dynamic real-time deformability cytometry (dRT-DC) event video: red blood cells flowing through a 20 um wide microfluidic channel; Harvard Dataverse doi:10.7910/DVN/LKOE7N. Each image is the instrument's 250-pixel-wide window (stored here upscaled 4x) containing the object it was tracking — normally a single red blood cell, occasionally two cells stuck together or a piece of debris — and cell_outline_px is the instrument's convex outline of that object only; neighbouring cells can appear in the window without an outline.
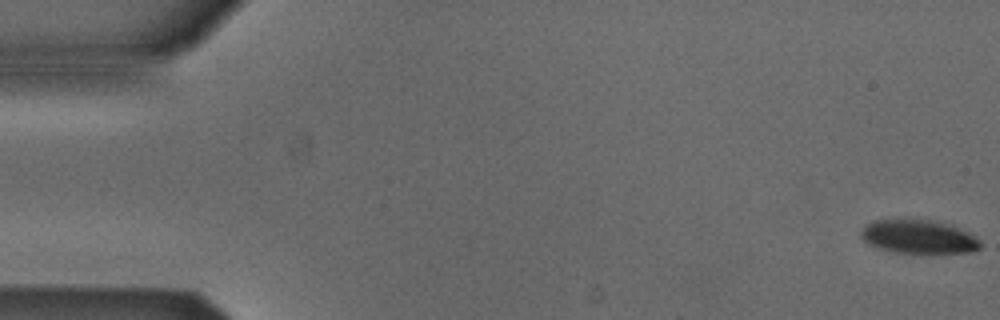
{"species": "Egyptian fruit bat (a non-hibernating species)", "species_latin": "Rousettus aegyptiacus", "temperature_condition": "cold", "stored_images_in_passage": 53, "camera_frame_rate_fps": 3000, "um_per_image_px": 0.085, "animal": {"sex": "male"}, "frame": {"image": 1, "passage_image": 1, "time_ms": 0.0, "image_size_px": [1000, 320], "cell_outline_px": [[980, 248], [976, 252], [896, 252], [876, 248], [868, 244], [860, 236], [860, 232], [868, 224], [876, 220], [932, 220], [952, 224], [968, 232], [980, 240]], "centroid_in_image_um": [78.11, 20.12], "position_along_channel_um": 6.9, "area_um2": 23.18}}
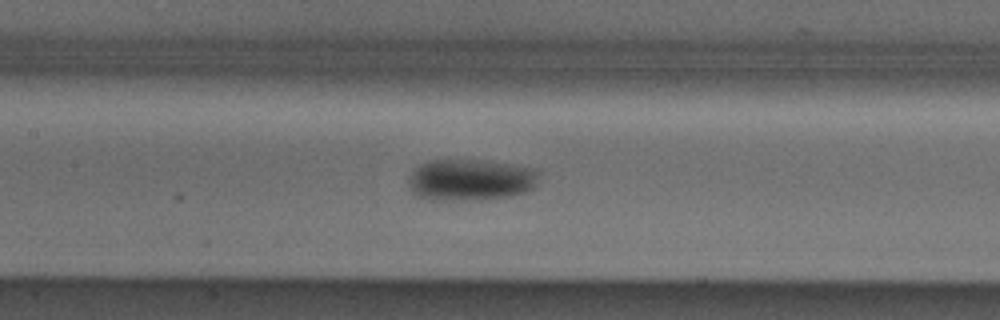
{"frame": {"image": 2, "passage_image": 25, "time_ms": 8.0, "image_size_px": [1000, 320], "cell_outline_px": [[540, 172], [536, 188], [528, 192], [512, 196], [436, 200], [420, 196], [412, 192], [408, 184], [408, 180], [412, 172], [420, 164], [428, 160], [484, 160], [532, 168]], "centroid_in_image_um": [40.03, 15.26], "position_along_channel_um": 167.4, "area_um2": 31.27}}
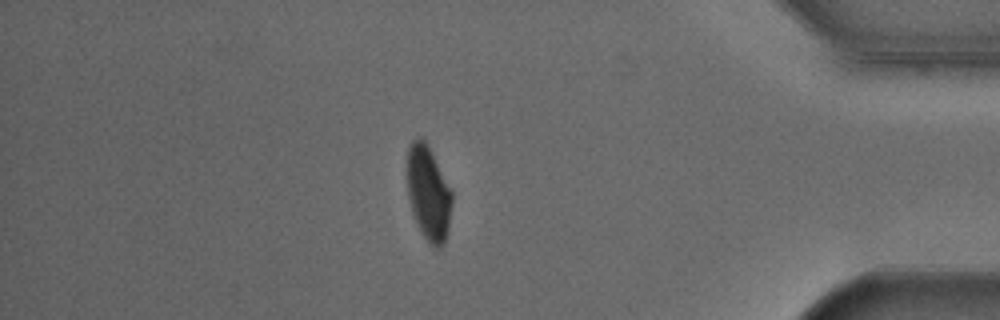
{"frame": {"image": 3, "passage_image": 46, "time_ms": 15.0, "image_size_px": [1000, 320], "cell_outline_px": [[452, 204], [448, 232], [444, 244], [440, 248], [436, 248], [428, 244], [420, 232], [412, 212], [408, 196], [408, 148], [412, 140], [420, 136], [424, 136], [452, 192]], "centroid_in_image_um": [36.42, 16.44], "position_along_channel_um": 398.8, "area_um2": 24.91}}